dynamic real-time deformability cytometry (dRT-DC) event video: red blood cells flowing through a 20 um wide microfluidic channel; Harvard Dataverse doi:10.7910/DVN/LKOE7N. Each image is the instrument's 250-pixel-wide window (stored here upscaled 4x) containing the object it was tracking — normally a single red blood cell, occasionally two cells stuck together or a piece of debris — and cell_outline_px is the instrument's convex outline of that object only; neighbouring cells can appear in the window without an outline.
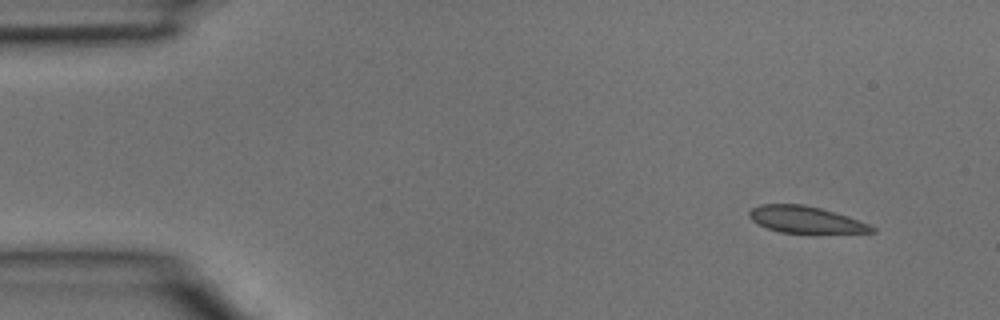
{"species": "common noctule bat (a hibernating species)", "species_latin": "Nyctalus noctula", "temperature_condition": "room temperature", "stored_images_in_passage": 38, "camera_frame_rate_fps": 3000, "um_per_image_px": 0.085, "animal": {"sex": "male", "body_mass_g": 15.6}, "frame": {"image": 1, "passage_image": 1, "time_ms": 0.0, "image_size_px": [1000, 320], "cell_outline_px": [[876, 232], [780, 232], [768, 228], [752, 220], [748, 216], [748, 212], [752, 208], [760, 204], [804, 204], [820, 208], [848, 216], [872, 224], [876, 228]], "centroid_in_image_um": [68.49, 18.65], "position_along_channel_um": 16.5, "area_um2": 18.84}}
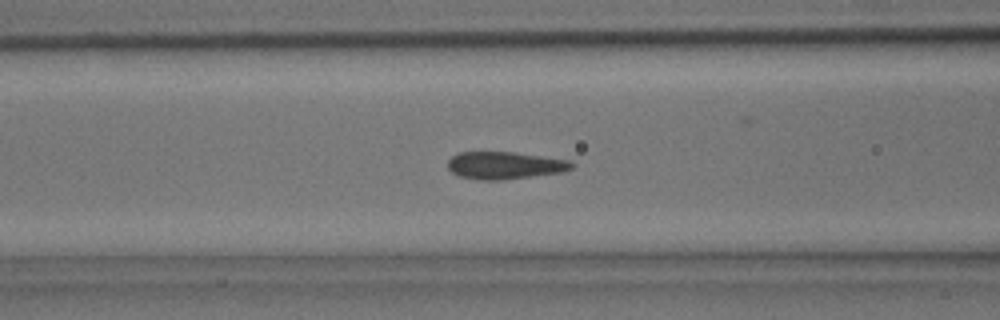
{"frame": {"image": 2, "passage_image": 13, "time_ms": 4.0, "image_size_px": [1000, 320], "cell_outline_px": [[576, 164], [572, 168], [564, 172], [500, 180], [480, 180], [456, 176], [448, 168], [448, 160], [452, 156], [460, 152], [516, 152], [572, 160]], "centroid_in_image_um": [42.94, 14.05], "position_along_channel_um": 123.7, "area_um2": 20.06}}
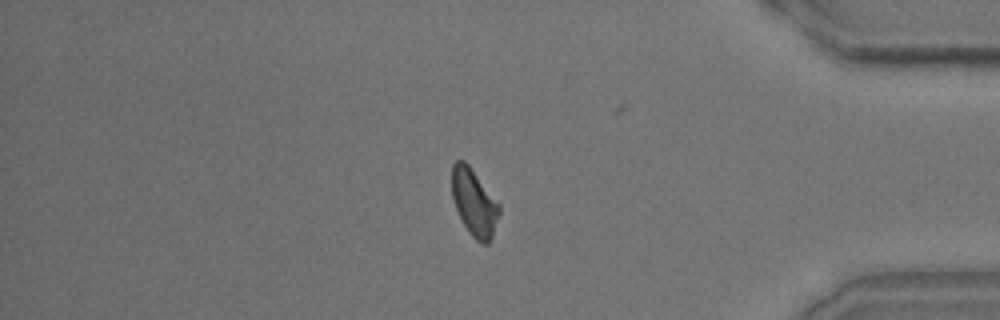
{"frame": {"image": 3, "passage_image": 31, "time_ms": 10.0, "image_size_px": [1000, 320], "cell_outline_px": [[500, 212], [492, 236], [488, 244], [480, 244], [468, 232], [456, 208], [452, 196], [452, 164], [456, 160], [464, 160], [468, 164], [500, 204]], "centroid_in_image_um": [40.31, 17.22], "position_along_channel_um": 394.9, "area_um2": 18.38}}